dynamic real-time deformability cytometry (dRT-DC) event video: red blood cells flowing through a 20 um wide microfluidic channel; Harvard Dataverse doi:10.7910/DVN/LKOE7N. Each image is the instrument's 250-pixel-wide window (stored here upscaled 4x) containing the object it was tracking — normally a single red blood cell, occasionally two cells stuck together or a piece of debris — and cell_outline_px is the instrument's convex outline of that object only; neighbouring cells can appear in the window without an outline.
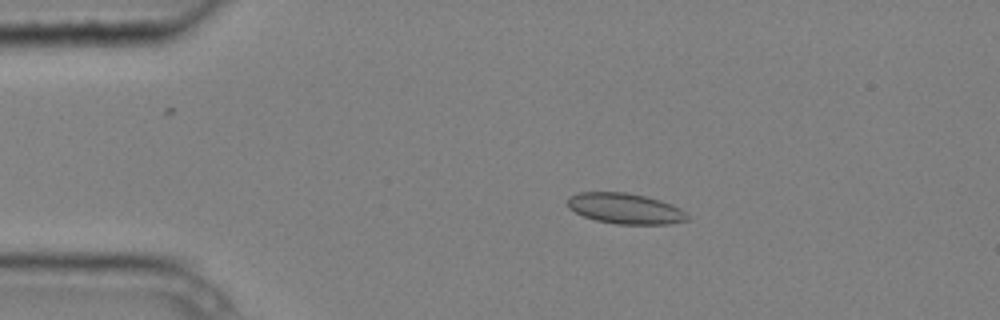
{"species": "common noctule bat (a hibernating species)", "species_latin": "Nyctalus noctula", "temperature_condition": "cold", "stored_images_in_passage": 5, "camera_frame_rate_fps": 3000, "um_per_image_px": 0.085, "animal": {"sex": "male", "body_mass_g": 20.4}, "frame": {"image": 1, "passage_image": 2, "time_ms": 0.333, "image_size_px": [1000, 320], "cell_outline_px": [[688, 220], [668, 224], [616, 224], [596, 220], [584, 216], [568, 208], [568, 196], [580, 192], [624, 192], [644, 196], [660, 200], [672, 204], [680, 208], [688, 216]], "centroid_in_image_um": [53.13, 17.72], "position_along_channel_um": 31.9, "area_um2": 21.27}}
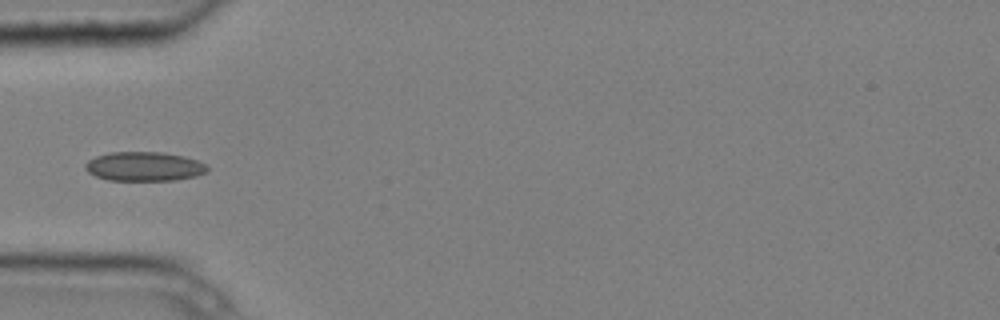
{"frame": {"image": 2, "passage_image": 4, "time_ms": 1.0, "image_size_px": [1000, 320], "cell_outline_px": [[208, 172], [196, 176], [176, 180], [108, 180], [96, 176], [88, 172], [84, 168], [84, 164], [88, 160], [96, 156], [112, 152], [164, 152], [184, 156], [196, 160], [204, 164], [208, 168]], "centroid_in_image_um": [12.25, 14.15], "position_along_channel_um": 72.7, "area_um2": 20.81}}
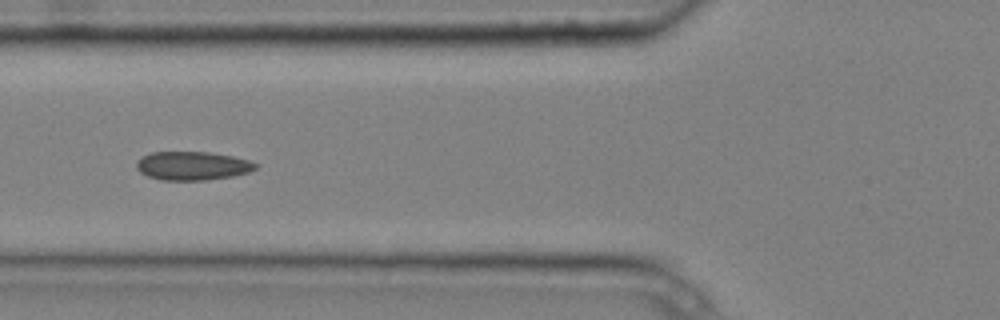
{"frame": {"image": 3, "passage_image": 5, "time_ms": 1.333, "image_size_px": [1000, 320], "cell_outline_px": [[260, 164], [256, 168], [248, 172], [232, 176], [208, 180], [160, 180], [148, 176], [140, 172], [136, 168], [136, 160], [152, 152], [208, 152], [232, 156], [248, 160]], "centroid_in_image_um": [16.35, 14.09], "position_along_channel_um": 109.4, "area_um2": 19.88}}